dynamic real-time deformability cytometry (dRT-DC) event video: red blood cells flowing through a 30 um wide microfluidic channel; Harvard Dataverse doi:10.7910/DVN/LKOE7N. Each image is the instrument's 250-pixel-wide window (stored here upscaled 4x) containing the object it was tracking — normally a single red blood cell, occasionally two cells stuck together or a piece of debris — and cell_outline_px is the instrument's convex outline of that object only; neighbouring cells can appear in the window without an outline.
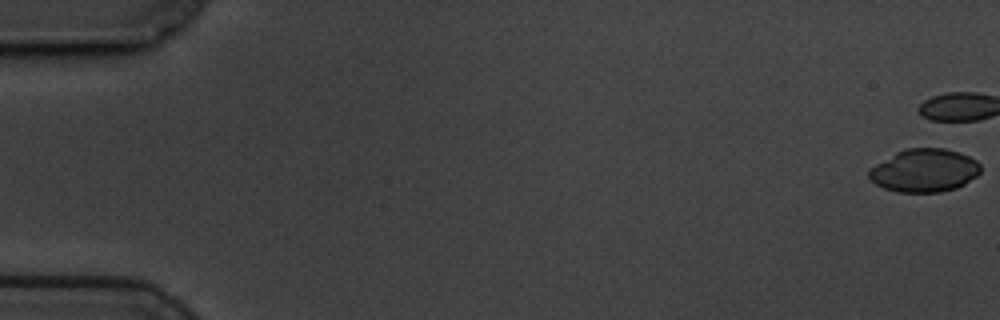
{"species": "common noctule bat (a hibernating species)", "species_latin": "Nyctalus noctula", "temperature_condition": "cold", "stored_images_in_passage": 8, "camera_frame_rate_fps": 3000, "um_per_image_px": 0.085, "animal": {"sex": "male", "body_mass_g": 19.5, "forearm_length_mm": 54.6}, "frame": {"image": 1, "passage_image": 1, "time_ms": 0.0, "image_size_px": [1000, 320], "cell_outline_px": [[980, 172], [976, 176], [964, 184], [956, 188], [940, 192], [900, 192], [884, 188], [876, 184], [868, 176], [868, 172], [876, 164], [896, 152], [908, 148], [944, 148], [960, 152], [976, 160], [980, 164]], "centroid_in_image_um": [78.59, 14.48], "position_along_channel_um": 6.4, "area_um2": 27.86}}